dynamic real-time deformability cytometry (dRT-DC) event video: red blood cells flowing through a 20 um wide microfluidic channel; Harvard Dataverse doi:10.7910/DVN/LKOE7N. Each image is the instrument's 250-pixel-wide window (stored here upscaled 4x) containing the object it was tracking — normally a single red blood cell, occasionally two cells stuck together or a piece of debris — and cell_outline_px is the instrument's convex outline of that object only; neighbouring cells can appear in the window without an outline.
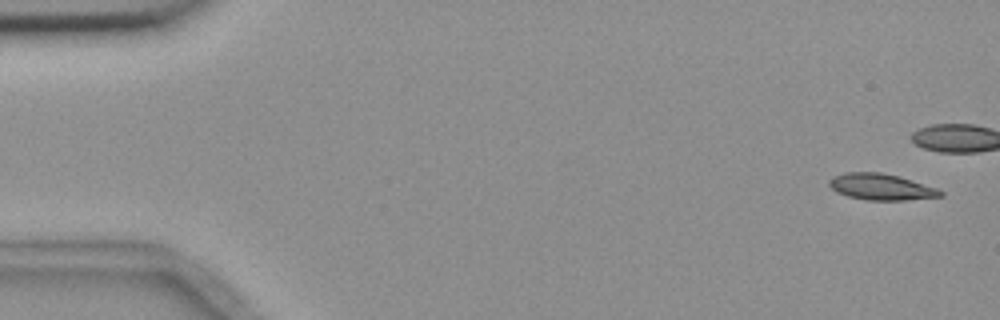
{"species": "common noctule bat (a hibernating species)", "species_latin": "Nyctalus noctula", "temperature_condition": "room temperature", "stored_images_in_passage": 8, "camera_frame_rate_fps": 3000, "um_per_image_px": 0.085, "animal": {"sex": "female", "body_mass_g": 18.4}, "frame": {"image": 1, "passage_image": 1, "time_ms": 0.0, "image_size_px": [1000, 320], "cell_outline_px": [[944, 196], [904, 200], [868, 200], [848, 196], [836, 192], [828, 184], [828, 180], [832, 176], [844, 172], [880, 172], [900, 176], [936, 188], [944, 192]], "centroid_in_image_um": [74.87, 15.87], "position_along_channel_um": 10.1, "area_um2": 17.11}}